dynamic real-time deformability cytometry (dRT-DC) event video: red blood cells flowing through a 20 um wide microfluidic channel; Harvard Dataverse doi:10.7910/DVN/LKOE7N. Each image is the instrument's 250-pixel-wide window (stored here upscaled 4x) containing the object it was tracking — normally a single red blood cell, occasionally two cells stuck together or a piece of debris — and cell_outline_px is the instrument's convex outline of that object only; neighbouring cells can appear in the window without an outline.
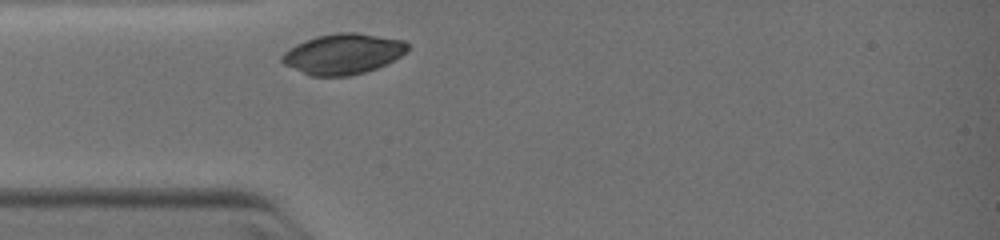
{"species": "common noctule bat (a hibernating species)", "species_latin": "Nyctalus noctula", "temperature_condition": "warm", "stored_images_in_passage": 1, "camera_frame_rate_fps": 3000, "um_per_image_px": 0.085, "animal": {"sex": "female", "body_mass_g": 19.0, "forearm_length_mm": 51.5}, "frame": {"image": 1, "passage_image": 1, "time_ms": 0.0, "image_size_px": [1000, 240], "cell_outline_px": [[408, 52], [376, 68], [364, 72], [348, 76], [312, 76], [284, 64], [280, 60], [280, 56], [288, 48], [296, 44], [316, 36], [340, 32], [356, 32], [404, 40], [408, 44]], "centroid_in_image_um": [29.15, 4.57], "position_along_channel_um": 55.9, "area_um2": 29.48}}